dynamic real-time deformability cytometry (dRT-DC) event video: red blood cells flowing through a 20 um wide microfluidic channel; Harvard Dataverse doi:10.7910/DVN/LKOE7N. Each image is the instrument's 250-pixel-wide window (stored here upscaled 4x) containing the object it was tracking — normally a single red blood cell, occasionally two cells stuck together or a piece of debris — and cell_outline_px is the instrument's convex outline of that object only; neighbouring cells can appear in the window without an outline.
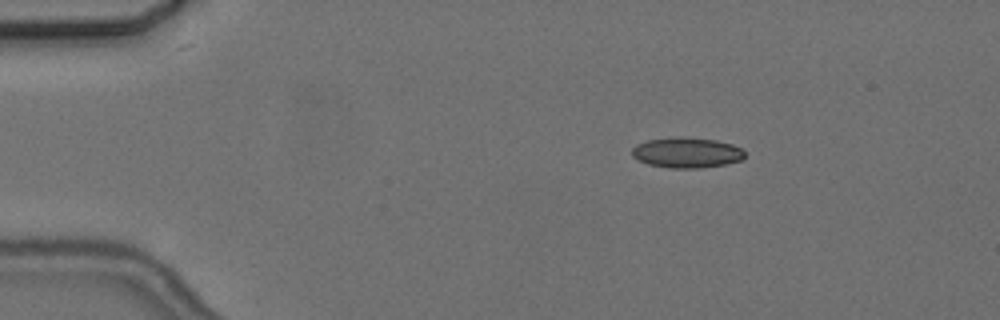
{"species": "common noctule bat (a hibernating species)", "species_latin": "Nyctalus noctula", "temperature_condition": "cold", "stored_images_in_passage": 2, "camera_frame_rate_fps": 3000, "um_per_image_px": 0.085, "animal": {"sex": "female", "body_mass_g": 24.6, "forearm_length_mm": 56.2}, "frame": {"image": 1, "passage_image": 1, "time_ms": 0.0, "image_size_px": [1000, 320], "cell_outline_px": [[744, 156], [740, 160], [724, 164], [700, 168], [672, 168], [648, 164], [632, 156], [632, 148], [636, 144], [648, 140], [680, 136], [716, 140], [732, 144], [740, 148], [744, 152]], "centroid_in_image_um": [58.35, 12.96], "position_along_channel_um": 26.6, "area_um2": 19.83}}